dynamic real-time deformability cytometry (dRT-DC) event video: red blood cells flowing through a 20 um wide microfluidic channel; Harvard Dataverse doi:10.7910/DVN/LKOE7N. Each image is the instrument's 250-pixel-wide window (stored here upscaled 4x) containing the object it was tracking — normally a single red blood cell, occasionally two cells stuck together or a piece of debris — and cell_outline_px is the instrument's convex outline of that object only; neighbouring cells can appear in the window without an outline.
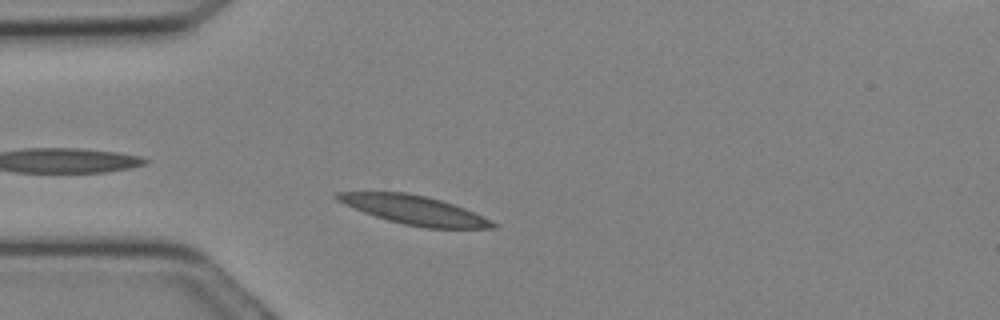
{"species": "Egyptian fruit bat (a non-hibernating species)", "species_latin": "Rousettus aegyptiacus", "temperature_condition": "cold", "stored_images_in_passage": 11, "camera_frame_rate_fps": 3000, "um_per_image_px": 0.085, "animal": {"sex": "female"}, "frame": {"image": 1, "passage_image": 4, "time_ms": 1.0, "image_size_px": [1000, 320], "cell_outline_px": [[496, 228], [424, 228], [404, 224], [388, 220], [364, 212], [344, 204], [336, 200], [332, 196], [336, 192], [404, 192], [424, 196], [440, 200], [464, 208], [496, 224]], "centroid_in_image_um": [35.14, 17.85], "position_along_channel_um": 49.9, "area_um2": 25.66}}
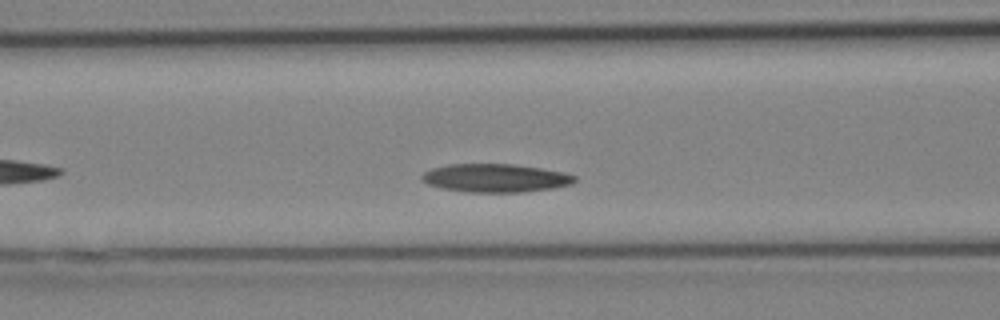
{"frame": {"image": 2, "passage_image": 8, "time_ms": 2.333, "image_size_px": [1000, 320], "cell_outline_px": [[576, 180], [572, 184], [552, 188], [524, 192], [464, 192], [440, 188], [428, 184], [420, 180], [420, 176], [424, 172], [432, 168], [452, 164], [512, 164], [540, 168], [564, 172], [576, 176]], "centroid_in_image_um": [42.09, 15.14], "position_along_channel_um": 124.5, "area_um2": 25.32}}
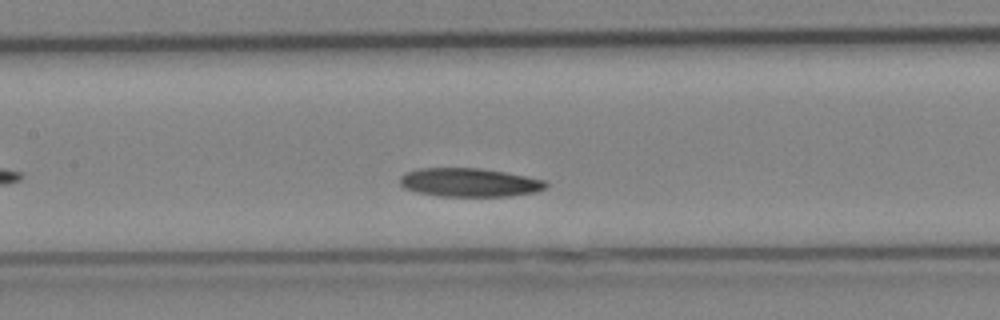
{"frame": {"image": 3, "passage_image": 10, "time_ms": 3.0, "image_size_px": [1000, 320], "cell_outline_px": [[548, 184], [544, 188], [536, 192], [512, 196], [440, 196], [416, 192], [404, 188], [400, 184], [400, 176], [404, 172], [420, 168], [480, 168], [504, 172], [544, 180]], "centroid_in_image_um": [39.86, 15.51], "position_along_channel_um": 167.5, "area_um2": 24.33}}